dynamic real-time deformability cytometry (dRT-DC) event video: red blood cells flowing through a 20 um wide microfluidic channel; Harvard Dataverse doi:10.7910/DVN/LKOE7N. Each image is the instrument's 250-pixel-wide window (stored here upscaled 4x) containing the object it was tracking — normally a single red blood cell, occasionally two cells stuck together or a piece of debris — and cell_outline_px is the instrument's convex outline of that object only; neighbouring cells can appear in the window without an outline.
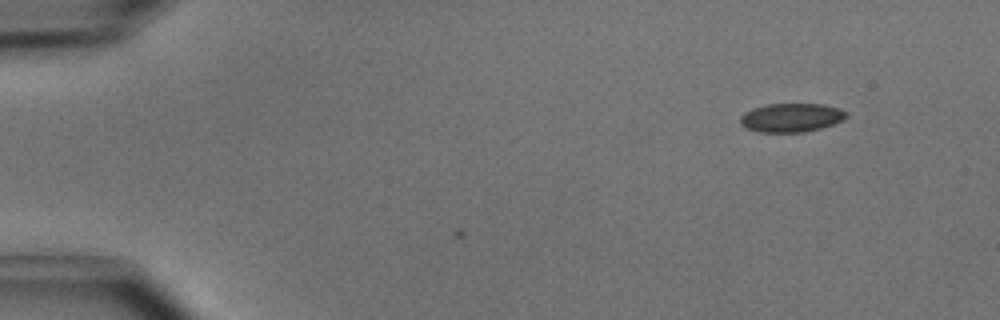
{"species": "common noctule bat (a hibernating species)", "species_latin": "Nyctalus noctula", "temperature_condition": "cold", "stored_images_in_passage": 2, "camera_frame_rate_fps": 3000, "um_per_image_px": 0.085, "animal": {"sex": "male", "body_mass_g": 15.6}, "frame": {"image": 1, "passage_image": 2, "time_ms": 0.333, "image_size_px": [1000, 320], "cell_outline_px": [[848, 116], [844, 120], [820, 128], [804, 132], [760, 132], [748, 128], [740, 124], [740, 116], [744, 112], [752, 108], [768, 104], [824, 104], [840, 108], [848, 112]], "centroid_in_image_um": [67.28, 9.99], "position_along_channel_um": 17.7, "area_um2": 17.86}}